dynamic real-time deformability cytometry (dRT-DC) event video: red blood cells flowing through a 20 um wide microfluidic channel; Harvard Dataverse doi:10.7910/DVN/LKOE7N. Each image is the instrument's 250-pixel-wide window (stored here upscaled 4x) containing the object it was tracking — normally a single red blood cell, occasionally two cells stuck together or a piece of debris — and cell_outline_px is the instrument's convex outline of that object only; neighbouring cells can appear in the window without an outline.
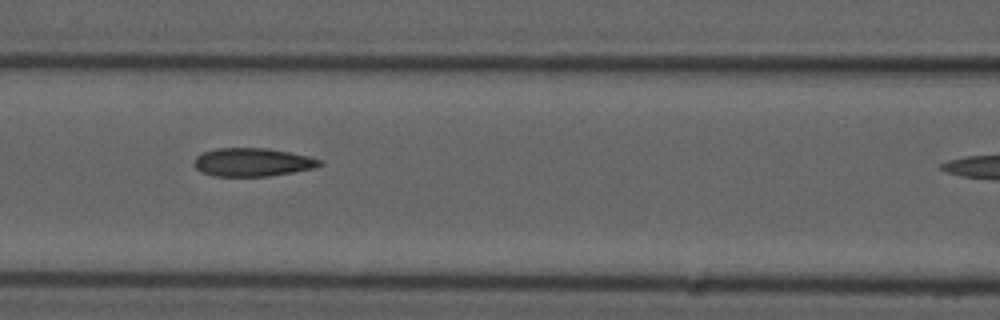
{"species": "common noctule bat (a hibernating species)", "species_latin": "Nyctalus noctula", "temperature_condition": "cold", "stored_images_in_passage": 7, "segment_of_instrument_passage": [1, 2], "camera_frame_rate_fps": 3000, "um_per_image_px": 0.085, "animal": {"sex": "male", "forearm_length_mm": 52.5}, "frame": {"image": 1, "passage_image": 5, "time_ms": 4.667, "image_size_px": [1000, 320], "cell_outline_px": [[324, 164], [316, 168], [268, 176], [212, 176], [200, 172], [192, 164], [196, 156], [204, 152], [216, 148], [268, 148], [308, 156], [320, 160]], "centroid_in_image_um": [21.43, 13.79], "position_along_channel_um": 145.2, "area_um2": 20.81}}